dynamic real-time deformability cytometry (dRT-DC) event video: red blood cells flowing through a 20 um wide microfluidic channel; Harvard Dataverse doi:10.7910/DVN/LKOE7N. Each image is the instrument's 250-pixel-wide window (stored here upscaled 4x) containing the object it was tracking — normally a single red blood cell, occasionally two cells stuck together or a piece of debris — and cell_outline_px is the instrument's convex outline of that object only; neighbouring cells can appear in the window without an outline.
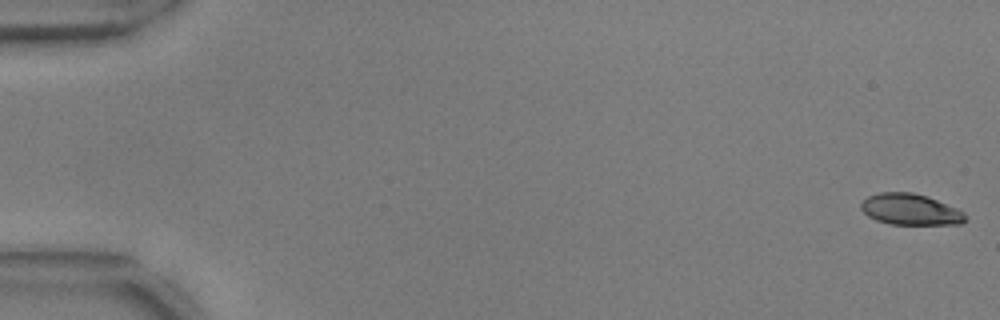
{"species": "common noctule bat (a hibernating species)", "species_latin": "Nyctalus noctula", "temperature_condition": "warm", "stored_images_in_passage": 55, "camera_frame_rate_fps": 3000, "um_per_image_px": 0.085, "animal": {"sex": "male", "body_mass_g": 17.9, "forearm_length_mm": 54.2}, "frame": {"image": 1, "passage_image": 1, "time_ms": 0.0, "image_size_px": [1000, 320], "cell_outline_px": [[968, 220], [960, 224], [892, 224], [876, 220], [868, 216], [860, 208], [860, 204], [868, 196], [880, 192], [912, 192], [936, 200], [956, 208], [964, 212], [968, 216]], "centroid_in_image_um": [77.39, 17.81], "position_along_channel_um": 7.6, "area_um2": 18.84}}
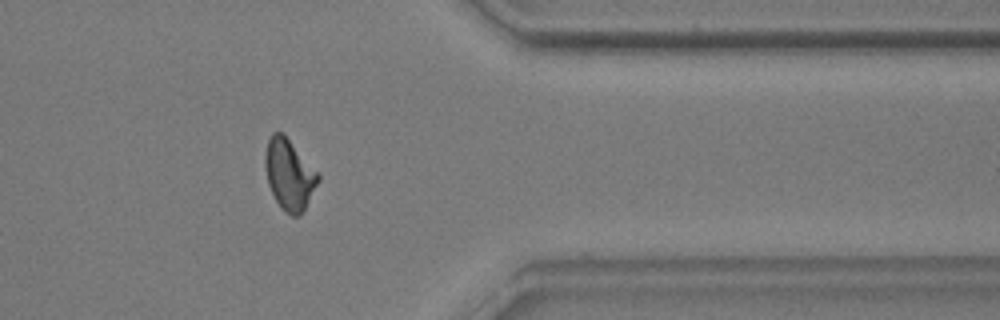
{"frame": {"image": 2, "passage_image": 45, "time_ms": 14.667, "image_size_px": [1000, 320], "cell_outline_px": [[320, 180], [300, 216], [292, 216], [284, 212], [276, 200], [268, 184], [264, 164], [264, 156], [268, 140], [272, 132], [284, 132], [320, 176]], "centroid_in_image_um": [24.57, 14.82], "position_along_channel_um": 386.8, "area_um2": 21.79}}
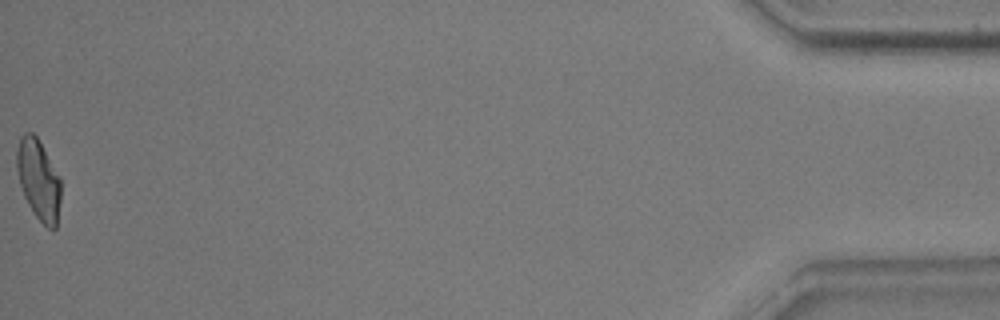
{"frame": {"image": 3, "passage_image": 55, "time_ms": 18.0, "image_size_px": [1000, 320], "cell_outline_px": [[60, 200], [56, 228], [48, 228], [36, 216], [28, 204], [24, 196], [20, 184], [16, 168], [16, 152], [20, 136], [24, 132], [32, 132], [36, 136], [60, 176]], "centroid_in_image_um": [3.26, 15.25], "position_along_channel_um": 431.9, "area_um2": 20.52}, "authors_computed_cell_mechanics": {"area_um2": 21.097, "velocity_mm_per_s": 3.7413, "shape_relaxation_time_tau1_ms": 3.6425, "shape_relaxation_time_tau2_ms": 2.0474, "deformation_change_tau1": 0.1719, "deformation_change_tau2": 0.0776}}